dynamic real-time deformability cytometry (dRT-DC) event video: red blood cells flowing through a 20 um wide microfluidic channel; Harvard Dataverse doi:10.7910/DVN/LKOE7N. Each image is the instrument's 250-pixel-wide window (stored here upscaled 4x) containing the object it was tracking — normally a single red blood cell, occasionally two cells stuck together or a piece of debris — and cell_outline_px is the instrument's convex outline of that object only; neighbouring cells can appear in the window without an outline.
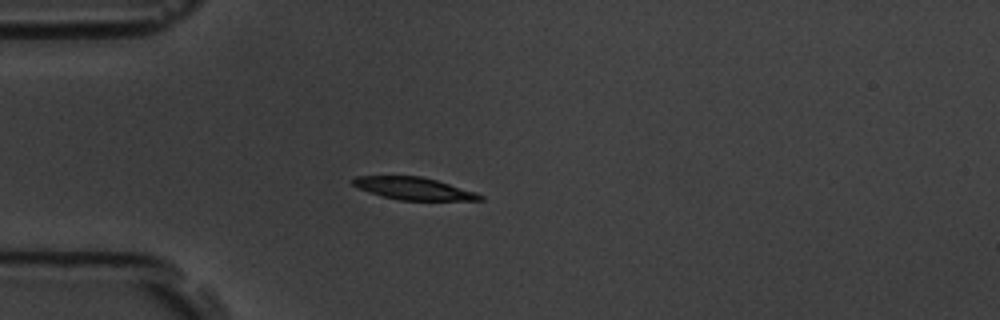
{"species": "common noctule bat (a hibernating species)", "species_latin": "Nyctalus noctula", "temperature_condition": "room temperature", "stored_images_in_passage": 5, "camera_frame_rate_fps": 3000, "um_per_image_px": 0.085, "animal": {"sex": "male", "body_mass_g": 19.5, "forearm_length_mm": 54.6}, "frame": {"image": 1, "passage_image": 4, "time_ms": 3.333, "image_size_px": [1000, 320], "cell_outline_px": [[484, 200], [400, 200], [368, 192], [352, 184], [352, 180], [356, 176], [420, 176], [436, 180], [476, 192], [484, 196]], "centroid_in_image_um": [35.18, 16.02], "position_along_channel_um": 49.8, "area_um2": 16.36}}